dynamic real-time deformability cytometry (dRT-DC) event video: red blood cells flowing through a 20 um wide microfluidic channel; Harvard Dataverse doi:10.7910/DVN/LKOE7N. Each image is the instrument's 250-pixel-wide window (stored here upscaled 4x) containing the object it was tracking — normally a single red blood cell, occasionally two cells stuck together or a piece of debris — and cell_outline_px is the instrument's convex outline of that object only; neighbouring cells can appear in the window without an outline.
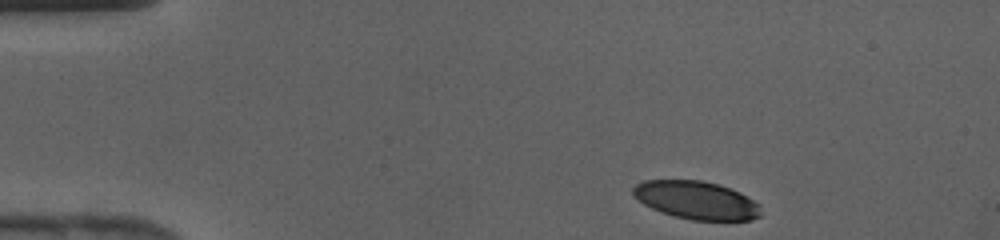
{"species": "human", "species_latin": "Homo sapiens", "temperature_condition": "cold", "stored_images_in_passage": 37, "camera_frame_rate_fps": 3000, "um_per_image_px": 0.085, "donor": {"sex": "female"}, "frame": {"image": 1, "passage_image": 1, "time_ms": 0.0, "image_size_px": [1000, 240], "cell_outline_px": [[760, 216], [752, 220], [692, 220], [660, 212], [644, 204], [632, 192], [632, 188], [636, 184], [644, 180], [700, 180], [716, 184], [740, 192], [760, 204]], "centroid_in_image_um": [59.2, 17.01], "position_along_channel_um": 25.8, "area_um2": 28.15}}
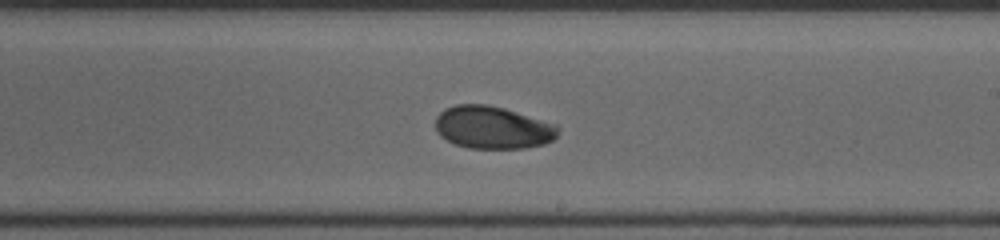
{"frame": {"image": 2, "passage_image": 20, "time_ms": 6.333, "image_size_px": [1000, 240], "cell_outline_px": [[560, 132], [552, 140], [544, 144], [524, 148], [468, 148], [456, 144], [440, 136], [436, 132], [436, 116], [444, 108], [456, 104], [484, 104], [504, 108], [556, 124], [560, 128]], "centroid_in_image_um": [41.87, 10.83], "position_along_channel_um": 247.1, "area_um2": 30.52}}
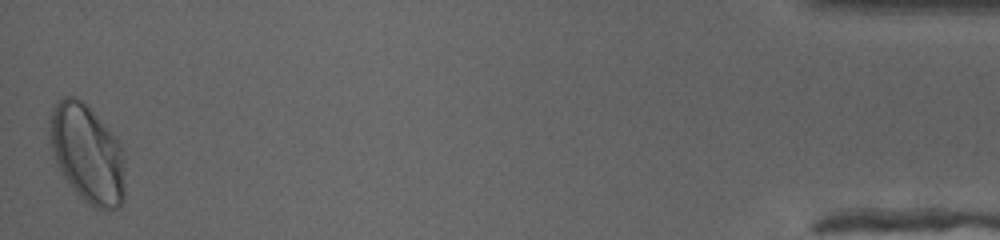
{"frame": {"image": 3, "passage_image": 37, "time_ms": 12.0, "image_size_px": [1000, 240], "cell_outline_px": [[124, 200], [116, 208], [96, 208], [84, 200], [72, 188], [64, 176], [56, 160], [52, 148], [48, 128], [48, 116], [52, 108], [64, 96], [72, 96], [80, 100], [120, 140], [124, 156]], "centroid_in_image_um": [7.42, 13.04], "position_along_channel_um": 427.8, "area_um2": 42.77}}